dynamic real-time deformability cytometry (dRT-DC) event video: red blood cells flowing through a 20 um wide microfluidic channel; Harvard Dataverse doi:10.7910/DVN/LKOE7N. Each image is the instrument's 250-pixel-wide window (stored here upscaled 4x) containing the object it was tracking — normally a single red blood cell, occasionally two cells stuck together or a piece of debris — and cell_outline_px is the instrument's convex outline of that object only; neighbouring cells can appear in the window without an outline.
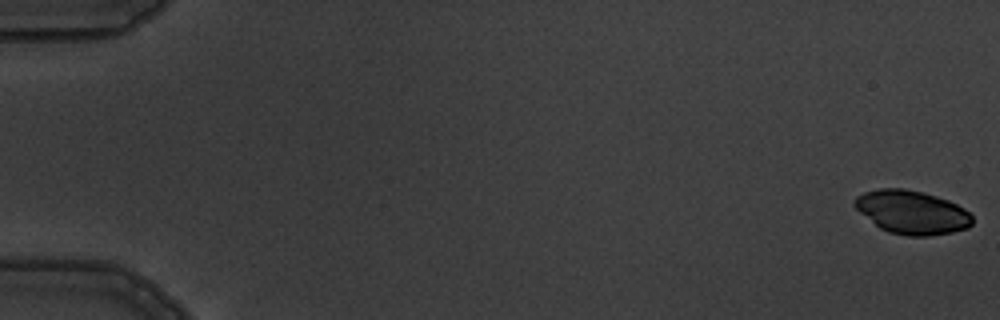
{"species": "common noctule bat (a hibernating species)", "species_latin": "Nyctalus noctula", "temperature_condition": "warm", "stored_images_in_passage": 7, "camera_frame_rate_fps": 3000, "um_per_image_px": 0.085, "animal": {"sex": "male", "body_mass_g": 19.5, "forearm_length_mm": 54.6}, "frame": {"image": 1, "passage_image": 1, "time_ms": 0.0, "image_size_px": [1000, 320], "cell_outline_px": [[972, 224], [968, 228], [952, 232], [928, 236], [908, 236], [888, 232], [880, 228], [860, 212], [852, 204], [852, 200], [856, 196], [864, 192], [880, 188], [904, 188], [936, 196], [948, 200], [964, 208], [972, 216]], "centroid_in_image_um": [77.49, 18.04], "position_along_channel_um": 7.5, "area_um2": 29.82}}